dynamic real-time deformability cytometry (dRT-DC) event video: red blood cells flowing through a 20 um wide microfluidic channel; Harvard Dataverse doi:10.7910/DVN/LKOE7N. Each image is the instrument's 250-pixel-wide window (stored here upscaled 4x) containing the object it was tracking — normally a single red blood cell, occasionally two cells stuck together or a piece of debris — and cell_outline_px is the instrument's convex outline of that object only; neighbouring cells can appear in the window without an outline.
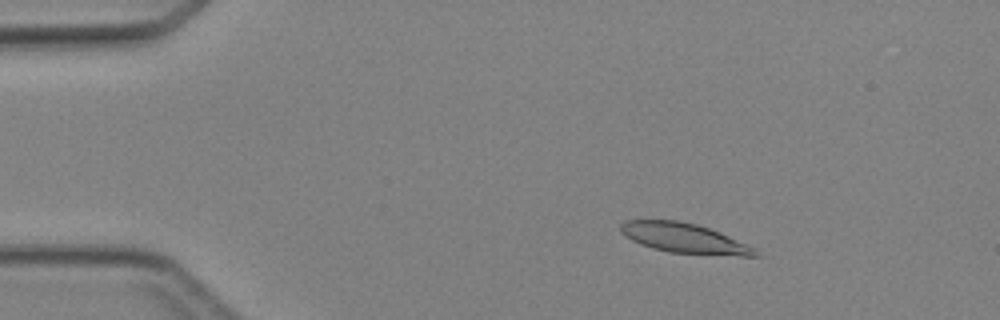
{"species": "Egyptian fruit bat (a non-hibernating species)", "species_latin": "Rousettus aegyptiacus", "temperature_condition": "cold", "stored_images_in_passage": 5, "camera_frame_rate_fps": 3000, "um_per_image_px": 0.085, "animal": {"sex": "female"}, "frame": {"image": 1, "passage_image": 3, "time_ms": 2.333, "image_size_px": [1000, 320], "cell_outline_px": [[760, 256], [740, 256], [668, 252], [652, 248], [640, 244], [624, 236], [620, 232], [620, 224], [624, 220], [680, 220], [696, 224], [720, 232], [756, 248]], "centroid_in_image_um": [58.15, 20.24], "position_along_channel_um": 26.9, "area_um2": 23.52}}
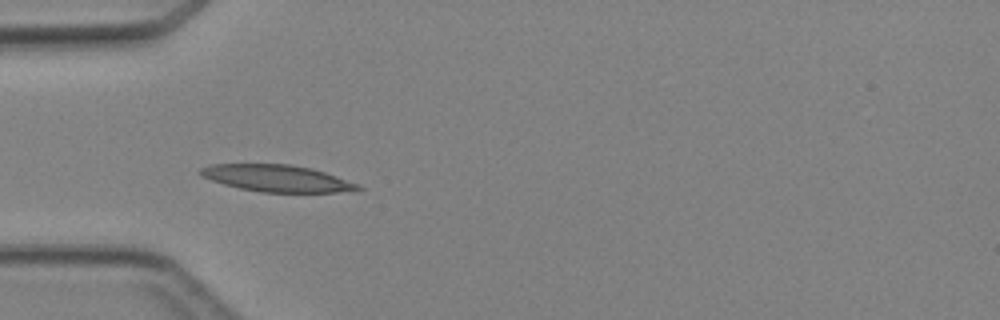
{"frame": {"image": 2, "passage_image": 5, "time_ms": 4.667, "image_size_px": [1000, 320], "cell_outline_px": [[364, 188], [356, 192], [260, 192], [240, 188], [224, 184], [200, 176], [196, 172], [200, 168], [208, 164], [288, 164], [312, 168], [360, 184]], "centroid_in_image_um": [23.56, 15.16], "position_along_channel_um": 61.4, "area_um2": 24.85}}